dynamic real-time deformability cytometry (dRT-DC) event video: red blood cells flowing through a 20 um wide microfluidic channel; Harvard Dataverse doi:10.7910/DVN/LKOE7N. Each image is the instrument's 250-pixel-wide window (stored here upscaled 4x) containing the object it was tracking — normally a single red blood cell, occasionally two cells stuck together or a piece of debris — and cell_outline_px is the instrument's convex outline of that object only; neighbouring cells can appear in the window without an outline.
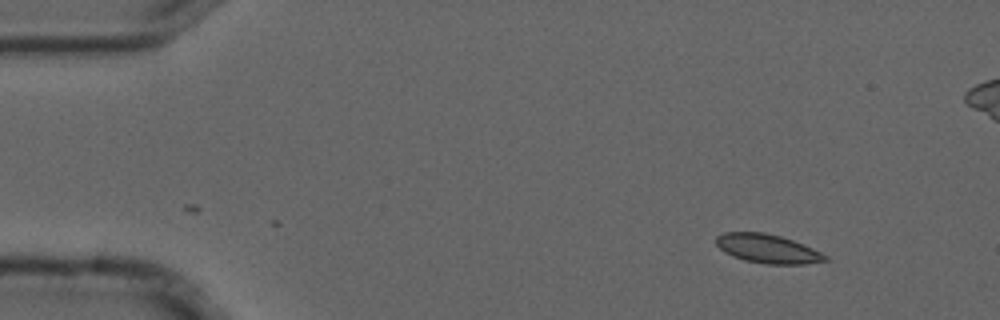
{"species": "common noctule bat (a hibernating species)", "species_latin": "Nyctalus noctula", "temperature_condition": "cold", "stored_images_in_passage": 2, "camera_frame_rate_fps": 3000, "um_per_image_px": 0.085, "animal": {"sex": "male", "forearm_length_mm": 52.5}, "frame": {"image": 1, "passage_image": 2, "time_ms": 0.333, "image_size_px": [1000, 320], "cell_outline_px": [[828, 260], [804, 264], [764, 264], [744, 260], [732, 256], [724, 252], [716, 244], [716, 236], [724, 232], [764, 232], [780, 236], [792, 240], [812, 248], [828, 256]], "centroid_in_image_um": [65.22, 21.14], "position_along_channel_um": 19.8, "area_um2": 18.32}}